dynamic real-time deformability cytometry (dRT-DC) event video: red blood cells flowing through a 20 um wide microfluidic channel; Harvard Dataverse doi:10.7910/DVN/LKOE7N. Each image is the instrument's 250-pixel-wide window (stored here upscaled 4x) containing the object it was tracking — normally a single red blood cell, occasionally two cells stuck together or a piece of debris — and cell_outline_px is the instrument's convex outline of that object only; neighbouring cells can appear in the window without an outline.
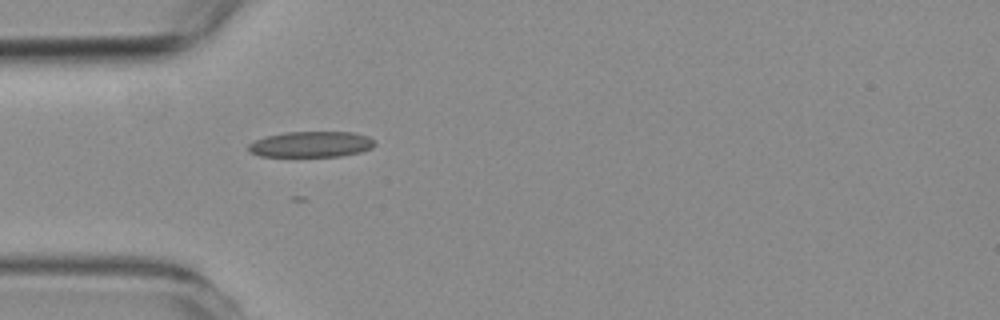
{"species": "common noctule bat (a hibernating species)", "species_latin": "Nyctalus noctula", "temperature_condition": "room temperature", "stored_images_in_passage": 41, "camera_frame_rate_fps": 3000, "um_per_image_px": 0.085, "animal": {"sex": "female", "body_mass_g": 19.3, "forearm_length_mm": 54.1}, "frame": {"image": 1, "passage_image": 1, "time_ms": 0.0, "image_size_px": [1000, 320], "cell_outline_px": [[376, 144], [372, 148], [360, 152], [340, 156], [260, 156], [248, 152], [248, 144], [256, 140], [268, 136], [284, 132], [352, 132], [368, 136]], "centroid_in_image_um": [26.44, 12.26], "position_along_channel_um": 58.6, "area_um2": 18.9}}
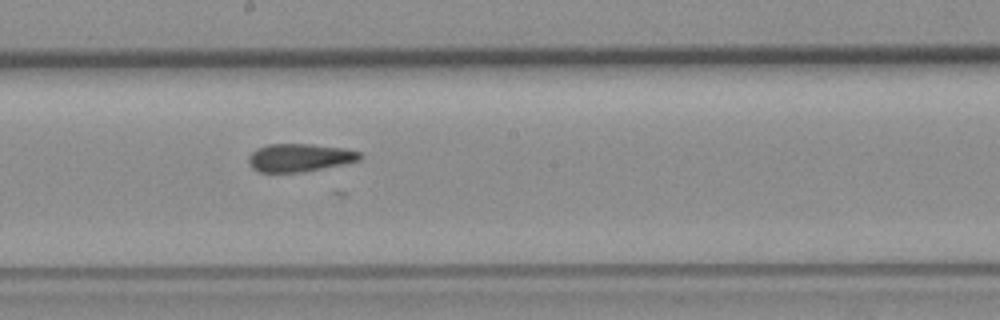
{"frame": {"image": 2, "passage_image": 15, "time_ms": 4.667, "image_size_px": [1000, 320], "cell_outline_px": [[364, 156], [360, 160], [300, 172], [260, 172], [252, 168], [248, 164], [248, 156], [256, 148], [268, 144], [312, 144], [344, 148], [360, 152]], "centroid_in_image_um": [25.43, 13.39], "position_along_channel_um": 222.8, "area_um2": 18.09}}
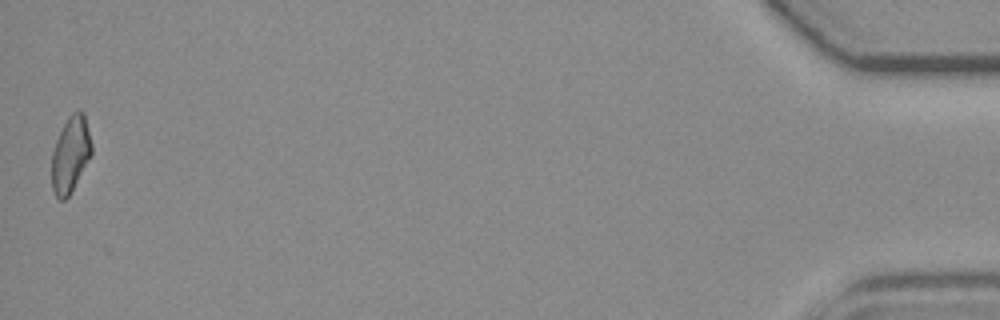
{"frame": {"image": 3, "passage_image": 41, "time_ms": 13.333, "image_size_px": [1000, 320], "cell_outline_px": [[92, 152], [88, 160], [68, 196], [64, 200], [60, 200], [56, 196], [52, 188], [52, 152], [56, 140], [68, 116], [72, 112], [84, 112], [92, 144]], "centroid_in_image_um": [5.99, 13.1], "position_along_channel_um": 429.2, "area_um2": 17.28}}